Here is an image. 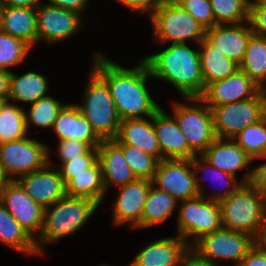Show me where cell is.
<instances>
[{
    "instance_id": "6da1fadb",
    "label": "cell",
    "mask_w": 266,
    "mask_h": 266,
    "mask_svg": "<svg viewBox=\"0 0 266 266\" xmlns=\"http://www.w3.org/2000/svg\"><path fill=\"white\" fill-rule=\"evenodd\" d=\"M93 70L107 83L120 120L151 118L159 107L146 88L151 76L146 63L141 60L136 68H124L103 54H94Z\"/></svg>"
},
{
    "instance_id": "7a4b0ae2",
    "label": "cell",
    "mask_w": 266,
    "mask_h": 266,
    "mask_svg": "<svg viewBox=\"0 0 266 266\" xmlns=\"http://www.w3.org/2000/svg\"><path fill=\"white\" fill-rule=\"evenodd\" d=\"M153 78L170 82L184 98H199L205 89L199 47L171 44L163 51L142 59Z\"/></svg>"
},
{
    "instance_id": "3957f363",
    "label": "cell",
    "mask_w": 266,
    "mask_h": 266,
    "mask_svg": "<svg viewBox=\"0 0 266 266\" xmlns=\"http://www.w3.org/2000/svg\"><path fill=\"white\" fill-rule=\"evenodd\" d=\"M98 206L92 199L65 195L44 208L43 227L35 239L38 255L43 253V244L53 243L79 230Z\"/></svg>"
},
{
    "instance_id": "277c9868",
    "label": "cell",
    "mask_w": 266,
    "mask_h": 266,
    "mask_svg": "<svg viewBox=\"0 0 266 266\" xmlns=\"http://www.w3.org/2000/svg\"><path fill=\"white\" fill-rule=\"evenodd\" d=\"M219 206L223 228L257 237L266 214V198L250 183L242 184Z\"/></svg>"
},
{
    "instance_id": "5b68a950",
    "label": "cell",
    "mask_w": 266,
    "mask_h": 266,
    "mask_svg": "<svg viewBox=\"0 0 266 266\" xmlns=\"http://www.w3.org/2000/svg\"><path fill=\"white\" fill-rule=\"evenodd\" d=\"M91 71L84 104L77 106L102 140L114 139L121 120L107 83L93 69Z\"/></svg>"
},
{
    "instance_id": "8992f818",
    "label": "cell",
    "mask_w": 266,
    "mask_h": 266,
    "mask_svg": "<svg viewBox=\"0 0 266 266\" xmlns=\"http://www.w3.org/2000/svg\"><path fill=\"white\" fill-rule=\"evenodd\" d=\"M154 35L163 43H185L188 39L199 44L206 29L176 2H164L152 15Z\"/></svg>"
},
{
    "instance_id": "52a82bcc",
    "label": "cell",
    "mask_w": 266,
    "mask_h": 266,
    "mask_svg": "<svg viewBox=\"0 0 266 266\" xmlns=\"http://www.w3.org/2000/svg\"><path fill=\"white\" fill-rule=\"evenodd\" d=\"M217 138H233L249 125L266 116V92L243 101L209 107Z\"/></svg>"
},
{
    "instance_id": "ba28073f",
    "label": "cell",
    "mask_w": 266,
    "mask_h": 266,
    "mask_svg": "<svg viewBox=\"0 0 266 266\" xmlns=\"http://www.w3.org/2000/svg\"><path fill=\"white\" fill-rule=\"evenodd\" d=\"M186 99L191 104L194 101L192 106L181 104V102L174 103L172 106L173 116L181 128L189 148L199 156L217 138L213 127L212 113L200 98Z\"/></svg>"
},
{
    "instance_id": "9c48e42d",
    "label": "cell",
    "mask_w": 266,
    "mask_h": 266,
    "mask_svg": "<svg viewBox=\"0 0 266 266\" xmlns=\"http://www.w3.org/2000/svg\"><path fill=\"white\" fill-rule=\"evenodd\" d=\"M180 202L178 236L187 243H189L187 238L195 237L194 242L190 241V246L203 235L222 228L219 202L207 199L204 194Z\"/></svg>"
},
{
    "instance_id": "30bf717a",
    "label": "cell",
    "mask_w": 266,
    "mask_h": 266,
    "mask_svg": "<svg viewBox=\"0 0 266 266\" xmlns=\"http://www.w3.org/2000/svg\"><path fill=\"white\" fill-rule=\"evenodd\" d=\"M50 153L48 147L31 138L0 143V169L7 180L43 168ZM13 174V175H12ZM12 175V176H11Z\"/></svg>"
},
{
    "instance_id": "8fae6325",
    "label": "cell",
    "mask_w": 266,
    "mask_h": 266,
    "mask_svg": "<svg viewBox=\"0 0 266 266\" xmlns=\"http://www.w3.org/2000/svg\"><path fill=\"white\" fill-rule=\"evenodd\" d=\"M191 168V159H162L151 180L152 184L177 201L203 195L200 179Z\"/></svg>"
},
{
    "instance_id": "7c38bea8",
    "label": "cell",
    "mask_w": 266,
    "mask_h": 266,
    "mask_svg": "<svg viewBox=\"0 0 266 266\" xmlns=\"http://www.w3.org/2000/svg\"><path fill=\"white\" fill-rule=\"evenodd\" d=\"M254 244L255 239L249 234L222 227L203 235L191 248L214 264L217 259H230L238 264Z\"/></svg>"
},
{
    "instance_id": "4fadbf2b",
    "label": "cell",
    "mask_w": 266,
    "mask_h": 266,
    "mask_svg": "<svg viewBox=\"0 0 266 266\" xmlns=\"http://www.w3.org/2000/svg\"><path fill=\"white\" fill-rule=\"evenodd\" d=\"M0 202L28 235L35 240L34 233H41L44 208L36 203L17 180H7L0 192Z\"/></svg>"
},
{
    "instance_id": "5bb4252c",
    "label": "cell",
    "mask_w": 266,
    "mask_h": 266,
    "mask_svg": "<svg viewBox=\"0 0 266 266\" xmlns=\"http://www.w3.org/2000/svg\"><path fill=\"white\" fill-rule=\"evenodd\" d=\"M262 88L240 68L223 80L208 84L199 97L208 107L243 101L255 97Z\"/></svg>"
},
{
    "instance_id": "9a60e30c",
    "label": "cell",
    "mask_w": 266,
    "mask_h": 266,
    "mask_svg": "<svg viewBox=\"0 0 266 266\" xmlns=\"http://www.w3.org/2000/svg\"><path fill=\"white\" fill-rule=\"evenodd\" d=\"M37 41L59 42L77 33L81 28V14L42 3L36 9Z\"/></svg>"
},
{
    "instance_id": "2e32d148",
    "label": "cell",
    "mask_w": 266,
    "mask_h": 266,
    "mask_svg": "<svg viewBox=\"0 0 266 266\" xmlns=\"http://www.w3.org/2000/svg\"><path fill=\"white\" fill-rule=\"evenodd\" d=\"M26 193L43 208L51 206L67 195L66 184L58 169L48 163L38 170L22 175L16 179Z\"/></svg>"
},
{
    "instance_id": "e0dca14e",
    "label": "cell",
    "mask_w": 266,
    "mask_h": 266,
    "mask_svg": "<svg viewBox=\"0 0 266 266\" xmlns=\"http://www.w3.org/2000/svg\"><path fill=\"white\" fill-rule=\"evenodd\" d=\"M151 186V180L137 178L133 182L118 187L119 195L113 208V219L116 225L130 223L133 228L140 225L144 204Z\"/></svg>"
},
{
    "instance_id": "ac0fdd59",
    "label": "cell",
    "mask_w": 266,
    "mask_h": 266,
    "mask_svg": "<svg viewBox=\"0 0 266 266\" xmlns=\"http://www.w3.org/2000/svg\"><path fill=\"white\" fill-rule=\"evenodd\" d=\"M153 127L162 159H192L196 154L189 148L175 117L161 108L153 115Z\"/></svg>"
},
{
    "instance_id": "d6986e66",
    "label": "cell",
    "mask_w": 266,
    "mask_h": 266,
    "mask_svg": "<svg viewBox=\"0 0 266 266\" xmlns=\"http://www.w3.org/2000/svg\"><path fill=\"white\" fill-rule=\"evenodd\" d=\"M246 24L215 25L206 29L205 38L226 57L240 65L253 35L249 22Z\"/></svg>"
},
{
    "instance_id": "ffe728a7",
    "label": "cell",
    "mask_w": 266,
    "mask_h": 266,
    "mask_svg": "<svg viewBox=\"0 0 266 266\" xmlns=\"http://www.w3.org/2000/svg\"><path fill=\"white\" fill-rule=\"evenodd\" d=\"M52 129L59 141L77 140L87 143L91 148H97L102 142L76 104L63 106Z\"/></svg>"
},
{
    "instance_id": "44dd1931",
    "label": "cell",
    "mask_w": 266,
    "mask_h": 266,
    "mask_svg": "<svg viewBox=\"0 0 266 266\" xmlns=\"http://www.w3.org/2000/svg\"><path fill=\"white\" fill-rule=\"evenodd\" d=\"M191 246L180 236L158 239L142 249L130 266H180Z\"/></svg>"
},
{
    "instance_id": "7402d4cb",
    "label": "cell",
    "mask_w": 266,
    "mask_h": 266,
    "mask_svg": "<svg viewBox=\"0 0 266 266\" xmlns=\"http://www.w3.org/2000/svg\"><path fill=\"white\" fill-rule=\"evenodd\" d=\"M97 152L106 191L113 184L120 187L137 179L126 162L122 149L112 139L102 140Z\"/></svg>"
},
{
    "instance_id": "603a6c76",
    "label": "cell",
    "mask_w": 266,
    "mask_h": 266,
    "mask_svg": "<svg viewBox=\"0 0 266 266\" xmlns=\"http://www.w3.org/2000/svg\"><path fill=\"white\" fill-rule=\"evenodd\" d=\"M121 120L117 135L112 139L116 144H130L161 160V150L153 127V116Z\"/></svg>"
},
{
    "instance_id": "cb8c5ba5",
    "label": "cell",
    "mask_w": 266,
    "mask_h": 266,
    "mask_svg": "<svg viewBox=\"0 0 266 266\" xmlns=\"http://www.w3.org/2000/svg\"><path fill=\"white\" fill-rule=\"evenodd\" d=\"M201 156L217 169L234 177L238 170L246 168L253 161L233 138H216Z\"/></svg>"
},
{
    "instance_id": "d4e9b609",
    "label": "cell",
    "mask_w": 266,
    "mask_h": 266,
    "mask_svg": "<svg viewBox=\"0 0 266 266\" xmlns=\"http://www.w3.org/2000/svg\"><path fill=\"white\" fill-rule=\"evenodd\" d=\"M1 30L19 38L31 48L37 42L36 9L0 6Z\"/></svg>"
},
{
    "instance_id": "484cf974",
    "label": "cell",
    "mask_w": 266,
    "mask_h": 266,
    "mask_svg": "<svg viewBox=\"0 0 266 266\" xmlns=\"http://www.w3.org/2000/svg\"><path fill=\"white\" fill-rule=\"evenodd\" d=\"M60 175L66 184L67 195L86 197L97 202L99 205L101 204L106 189L98 160L88 168V172L60 173Z\"/></svg>"
},
{
    "instance_id": "4316f807",
    "label": "cell",
    "mask_w": 266,
    "mask_h": 266,
    "mask_svg": "<svg viewBox=\"0 0 266 266\" xmlns=\"http://www.w3.org/2000/svg\"><path fill=\"white\" fill-rule=\"evenodd\" d=\"M202 77L205 87L215 81L223 80L236 72L240 65L217 50L206 38L199 45Z\"/></svg>"
},
{
    "instance_id": "83f0119b",
    "label": "cell",
    "mask_w": 266,
    "mask_h": 266,
    "mask_svg": "<svg viewBox=\"0 0 266 266\" xmlns=\"http://www.w3.org/2000/svg\"><path fill=\"white\" fill-rule=\"evenodd\" d=\"M48 82L45 76L36 72H28L18 76L11 72L8 101L30 102L47 96Z\"/></svg>"
},
{
    "instance_id": "f1b7e54d",
    "label": "cell",
    "mask_w": 266,
    "mask_h": 266,
    "mask_svg": "<svg viewBox=\"0 0 266 266\" xmlns=\"http://www.w3.org/2000/svg\"><path fill=\"white\" fill-rule=\"evenodd\" d=\"M0 242L27 255H37L33 240L0 202Z\"/></svg>"
},
{
    "instance_id": "f546056e",
    "label": "cell",
    "mask_w": 266,
    "mask_h": 266,
    "mask_svg": "<svg viewBox=\"0 0 266 266\" xmlns=\"http://www.w3.org/2000/svg\"><path fill=\"white\" fill-rule=\"evenodd\" d=\"M175 207L177 200L152 184L137 228H147L164 222L173 214Z\"/></svg>"
},
{
    "instance_id": "4dcf8cb0",
    "label": "cell",
    "mask_w": 266,
    "mask_h": 266,
    "mask_svg": "<svg viewBox=\"0 0 266 266\" xmlns=\"http://www.w3.org/2000/svg\"><path fill=\"white\" fill-rule=\"evenodd\" d=\"M240 69L266 92V38L253 34L250 37ZM264 83V84H263Z\"/></svg>"
},
{
    "instance_id": "1f68e13d",
    "label": "cell",
    "mask_w": 266,
    "mask_h": 266,
    "mask_svg": "<svg viewBox=\"0 0 266 266\" xmlns=\"http://www.w3.org/2000/svg\"><path fill=\"white\" fill-rule=\"evenodd\" d=\"M26 134L25 111L7 101L0 112V143L23 139Z\"/></svg>"
},
{
    "instance_id": "d6a6232c",
    "label": "cell",
    "mask_w": 266,
    "mask_h": 266,
    "mask_svg": "<svg viewBox=\"0 0 266 266\" xmlns=\"http://www.w3.org/2000/svg\"><path fill=\"white\" fill-rule=\"evenodd\" d=\"M233 139L254 160L266 158V116L259 122L249 125ZM237 139V140H236Z\"/></svg>"
},
{
    "instance_id": "836d02e7",
    "label": "cell",
    "mask_w": 266,
    "mask_h": 266,
    "mask_svg": "<svg viewBox=\"0 0 266 266\" xmlns=\"http://www.w3.org/2000/svg\"><path fill=\"white\" fill-rule=\"evenodd\" d=\"M215 25L237 24L249 20L250 0H210Z\"/></svg>"
},
{
    "instance_id": "e575fe53",
    "label": "cell",
    "mask_w": 266,
    "mask_h": 266,
    "mask_svg": "<svg viewBox=\"0 0 266 266\" xmlns=\"http://www.w3.org/2000/svg\"><path fill=\"white\" fill-rule=\"evenodd\" d=\"M64 105L65 104L60 103V101L50 96H44L32 103L29 111L27 113L25 111L27 131L29 129L30 122L43 128H52L59 111Z\"/></svg>"
},
{
    "instance_id": "d590c367",
    "label": "cell",
    "mask_w": 266,
    "mask_h": 266,
    "mask_svg": "<svg viewBox=\"0 0 266 266\" xmlns=\"http://www.w3.org/2000/svg\"><path fill=\"white\" fill-rule=\"evenodd\" d=\"M123 151L124 158L130 166L133 174L138 179L152 180L159 160L140 148L130 144H117Z\"/></svg>"
},
{
    "instance_id": "8d00e7d4",
    "label": "cell",
    "mask_w": 266,
    "mask_h": 266,
    "mask_svg": "<svg viewBox=\"0 0 266 266\" xmlns=\"http://www.w3.org/2000/svg\"><path fill=\"white\" fill-rule=\"evenodd\" d=\"M31 47L23 40L10 34L0 32V69L8 70L23 62L29 55Z\"/></svg>"
},
{
    "instance_id": "74e56055",
    "label": "cell",
    "mask_w": 266,
    "mask_h": 266,
    "mask_svg": "<svg viewBox=\"0 0 266 266\" xmlns=\"http://www.w3.org/2000/svg\"><path fill=\"white\" fill-rule=\"evenodd\" d=\"M199 157L194 156L191 159V163H192V168L195 175L196 173H199L201 171H205V170H213V172L211 171V179L215 178L214 180H216V182H225V188L226 190L222 193V187H221V191H218V195H212V197L207 198L209 200L212 201H217L220 202L221 200H224L225 198H227L231 193H234L242 184L243 182L236 183L235 181V177L224 172L221 171L220 169H217L216 167H214L213 165H211L207 160H205L201 155L200 158ZM200 168V169H199ZM210 172V171H209ZM231 186V187H230ZM230 187V188H229Z\"/></svg>"
},
{
    "instance_id": "f35d334b",
    "label": "cell",
    "mask_w": 266,
    "mask_h": 266,
    "mask_svg": "<svg viewBox=\"0 0 266 266\" xmlns=\"http://www.w3.org/2000/svg\"><path fill=\"white\" fill-rule=\"evenodd\" d=\"M205 29L215 26V19L210 0H176Z\"/></svg>"
},
{
    "instance_id": "ab89813d",
    "label": "cell",
    "mask_w": 266,
    "mask_h": 266,
    "mask_svg": "<svg viewBox=\"0 0 266 266\" xmlns=\"http://www.w3.org/2000/svg\"><path fill=\"white\" fill-rule=\"evenodd\" d=\"M98 160L97 148H91L86 154L65 161L58 168L60 173H80L88 172L90 168Z\"/></svg>"
},
{
    "instance_id": "60d3db41",
    "label": "cell",
    "mask_w": 266,
    "mask_h": 266,
    "mask_svg": "<svg viewBox=\"0 0 266 266\" xmlns=\"http://www.w3.org/2000/svg\"><path fill=\"white\" fill-rule=\"evenodd\" d=\"M248 22L253 34L266 38V2L264 0L250 1Z\"/></svg>"
},
{
    "instance_id": "b9f144b4",
    "label": "cell",
    "mask_w": 266,
    "mask_h": 266,
    "mask_svg": "<svg viewBox=\"0 0 266 266\" xmlns=\"http://www.w3.org/2000/svg\"><path fill=\"white\" fill-rule=\"evenodd\" d=\"M58 144V156L62 163L86 154L91 149L87 143L72 139L61 140Z\"/></svg>"
},
{
    "instance_id": "7bdbcfd3",
    "label": "cell",
    "mask_w": 266,
    "mask_h": 266,
    "mask_svg": "<svg viewBox=\"0 0 266 266\" xmlns=\"http://www.w3.org/2000/svg\"><path fill=\"white\" fill-rule=\"evenodd\" d=\"M244 183H250L266 198V163L257 166L254 170L246 174L243 179Z\"/></svg>"
},
{
    "instance_id": "ee69618b",
    "label": "cell",
    "mask_w": 266,
    "mask_h": 266,
    "mask_svg": "<svg viewBox=\"0 0 266 266\" xmlns=\"http://www.w3.org/2000/svg\"><path fill=\"white\" fill-rule=\"evenodd\" d=\"M133 11H149L150 16L164 3L163 0H117Z\"/></svg>"
},
{
    "instance_id": "f6af8a7d",
    "label": "cell",
    "mask_w": 266,
    "mask_h": 266,
    "mask_svg": "<svg viewBox=\"0 0 266 266\" xmlns=\"http://www.w3.org/2000/svg\"><path fill=\"white\" fill-rule=\"evenodd\" d=\"M236 266H264V249L254 244Z\"/></svg>"
},
{
    "instance_id": "bcb514c9",
    "label": "cell",
    "mask_w": 266,
    "mask_h": 266,
    "mask_svg": "<svg viewBox=\"0 0 266 266\" xmlns=\"http://www.w3.org/2000/svg\"><path fill=\"white\" fill-rule=\"evenodd\" d=\"M50 5L83 14L89 0H48Z\"/></svg>"
},
{
    "instance_id": "7dc6e473",
    "label": "cell",
    "mask_w": 266,
    "mask_h": 266,
    "mask_svg": "<svg viewBox=\"0 0 266 266\" xmlns=\"http://www.w3.org/2000/svg\"><path fill=\"white\" fill-rule=\"evenodd\" d=\"M180 266H218L204 258L190 248L181 260Z\"/></svg>"
},
{
    "instance_id": "c3c4849f",
    "label": "cell",
    "mask_w": 266,
    "mask_h": 266,
    "mask_svg": "<svg viewBox=\"0 0 266 266\" xmlns=\"http://www.w3.org/2000/svg\"><path fill=\"white\" fill-rule=\"evenodd\" d=\"M40 0H0V6L28 7L37 9L41 4Z\"/></svg>"
},
{
    "instance_id": "681fc988",
    "label": "cell",
    "mask_w": 266,
    "mask_h": 266,
    "mask_svg": "<svg viewBox=\"0 0 266 266\" xmlns=\"http://www.w3.org/2000/svg\"><path fill=\"white\" fill-rule=\"evenodd\" d=\"M11 71L0 69V98L8 99Z\"/></svg>"
},
{
    "instance_id": "f907efd6",
    "label": "cell",
    "mask_w": 266,
    "mask_h": 266,
    "mask_svg": "<svg viewBox=\"0 0 266 266\" xmlns=\"http://www.w3.org/2000/svg\"><path fill=\"white\" fill-rule=\"evenodd\" d=\"M255 244L266 250V214L263 223L261 224L259 234L255 238Z\"/></svg>"
},
{
    "instance_id": "816d5d0a",
    "label": "cell",
    "mask_w": 266,
    "mask_h": 266,
    "mask_svg": "<svg viewBox=\"0 0 266 266\" xmlns=\"http://www.w3.org/2000/svg\"><path fill=\"white\" fill-rule=\"evenodd\" d=\"M6 181H7V179L4 177V175L2 174V171L0 169V192L3 189Z\"/></svg>"
},
{
    "instance_id": "f5cc1de1",
    "label": "cell",
    "mask_w": 266,
    "mask_h": 266,
    "mask_svg": "<svg viewBox=\"0 0 266 266\" xmlns=\"http://www.w3.org/2000/svg\"><path fill=\"white\" fill-rule=\"evenodd\" d=\"M8 101V99L0 98V112L2 110V107L5 105V103Z\"/></svg>"
},
{
    "instance_id": "db71d44e",
    "label": "cell",
    "mask_w": 266,
    "mask_h": 266,
    "mask_svg": "<svg viewBox=\"0 0 266 266\" xmlns=\"http://www.w3.org/2000/svg\"><path fill=\"white\" fill-rule=\"evenodd\" d=\"M264 266H266V250H264Z\"/></svg>"
},
{
    "instance_id": "11a10c76",
    "label": "cell",
    "mask_w": 266,
    "mask_h": 266,
    "mask_svg": "<svg viewBox=\"0 0 266 266\" xmlns=\"http://www.w3.org/2000/svg\"><path fill=\"white\" fill-rule=\"evenodd\" d=\"M164 2H175L176 0H163Z\"/></svg>"
}]
</instances>
